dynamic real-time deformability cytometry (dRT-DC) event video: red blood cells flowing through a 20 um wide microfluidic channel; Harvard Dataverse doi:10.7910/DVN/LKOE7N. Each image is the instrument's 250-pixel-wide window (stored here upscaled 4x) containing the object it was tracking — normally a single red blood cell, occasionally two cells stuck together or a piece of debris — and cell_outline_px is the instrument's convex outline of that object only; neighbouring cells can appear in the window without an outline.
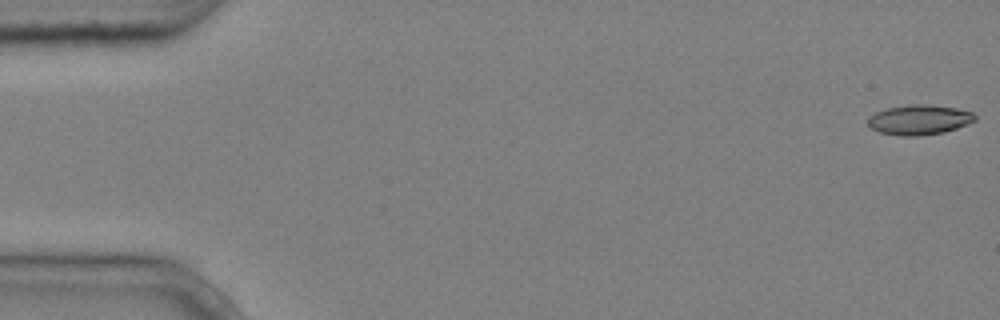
{"species": "common noctule bat (a hibernating species)", "species_latin": "Nyctalus noctula", "temperature_condition": "cold", "stored_images_in_passage": 5, "segment_of_instrument_passage": [1, 3], "camera_frame_rate_fps": 3000, "um_per_image_px": 0.085, "animal": {"sex": "male", "body_mass_g": 20.4}, "frame": {"image": 1, "passage_image": 1, "time_ms": 0.0, "image_size_px": [1000, 320], "cell_outline_px": [[976, 120], [968, 124], [944, 132], [920, 136], [900, 136], [880, 132], [872, 128], [868, 124], [868, 120], [876, 112], [888, 108], [912, 104], [924, 104], [956, 108], [972, 112], [976, 116]], "centroid_in_image_um": [78.17, 10.19], "position_along_channel_um": 6.8, "area_um2": 18.5}}